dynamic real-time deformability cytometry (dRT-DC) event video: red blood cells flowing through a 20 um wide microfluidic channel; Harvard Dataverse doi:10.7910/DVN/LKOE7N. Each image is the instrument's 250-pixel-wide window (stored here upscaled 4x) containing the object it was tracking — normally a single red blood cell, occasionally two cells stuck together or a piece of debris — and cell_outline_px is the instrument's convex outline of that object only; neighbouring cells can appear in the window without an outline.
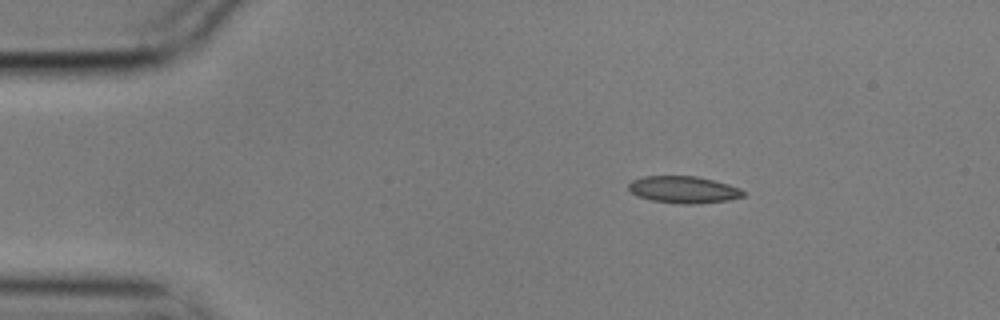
{"species": "common noctule bat (a hibernating species)", "species_latin": "Nyctalus noctula", "temperature_condition": "cold", "stored_images_in_passage": 4, "camera_frame_rate_fps": 3000, "um_per_image_px": 0.085, "animal": {"sex": "male", "body_mass_g": 17.9}, "frame": {"image": 1, "passage_image": 2, "time_ms": 0.333, "image_size_px": [1000, 320], "cell_outline_px": [[744, 196], [728, 200], [692, 204], [680, 204], [652, 200], [636, 196], [628, 188], [628, 184], [632, 180], [644, 176], [696, 176], [728, 184], [740, 188], [744, 192]], "centroid_in_image_um": [58.08, 16.12], "position_along_channel_um": 26.9, "area_um2": 17.92}}